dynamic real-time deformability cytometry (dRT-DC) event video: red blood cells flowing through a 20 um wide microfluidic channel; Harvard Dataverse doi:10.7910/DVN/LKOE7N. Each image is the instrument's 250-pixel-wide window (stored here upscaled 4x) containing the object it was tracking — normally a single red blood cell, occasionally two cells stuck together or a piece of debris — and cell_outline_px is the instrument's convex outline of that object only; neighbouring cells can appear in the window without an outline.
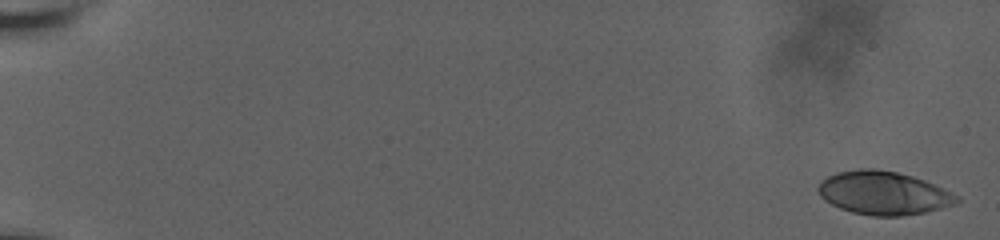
{"species": "human", "species_latin": "Homo sapiens", "temperature_condition": "room temperature", "stored_images_in_passage": 19, "camera_frame_rate_fps": 3000, "um_per_image_px": 0.085, "donor": {"sex": "male"}, "frame": {"image": 1, "passage_image": 1, "time_ms": 0.0, "image_size_px": [1000, 240], "cell_outline_px": [[960, 200], [956, 204], [924, 212], [900, 216], [872, 216], [852, 212], [840, 208], [824, 200], [820, 196], [816, 188], [828, 176], [836, 172], [860, 168], [872, 168], [896, 172], [912, 176], [924, 180], [960, 196]], "centroid_in_image_um": [75.09, 16.4], "position_along_channel_um": 9.9, "area_um2": 34.91}}
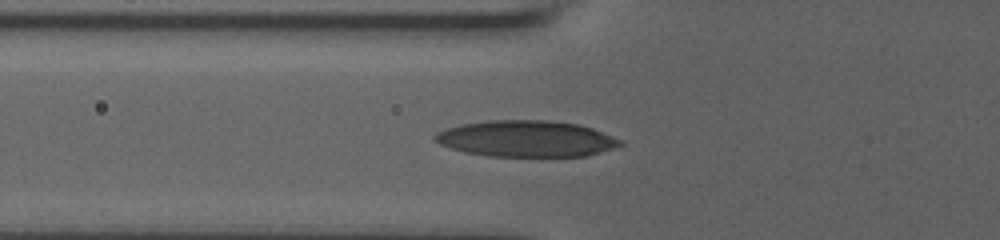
{"frame": {"image": 2, "passage_image": 11, "time_ms": 7.667, "image_size_px": [1000, 240], "cell_outline_px": [[624, 144], [616, 148], [588, 156], [488, 156], [464, 152], [440, 144], [432, 136], [436, 132], [448, 128], [464, 124], [488, 120], [548, 120], [580, 124], [592, 128], [624, 140]], "centroid_in_image_um": [44.8, 11.79], "position_along_channel_um": 81.0, "area_um2": 39.36}}
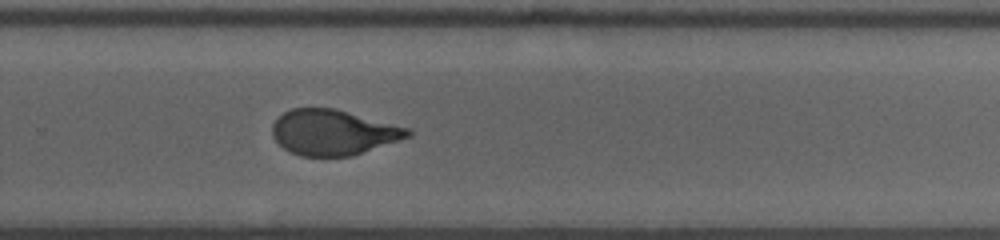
{"frame": {"image": 3, "passage_image": 19, "time_ms": 13.667, "image_size_px": [1000, 240], "cell_outline_px": [[412, 136], [352, 156], [300, 156], [284, 148], [272, 136], [272, 124], [284, 112], [292, 108], [336, 108], [412, 128]], "centroid_in_image_um": [28.37, 11.24], "position_along_channel_um": 301.4, "area_um2": 36.07}}